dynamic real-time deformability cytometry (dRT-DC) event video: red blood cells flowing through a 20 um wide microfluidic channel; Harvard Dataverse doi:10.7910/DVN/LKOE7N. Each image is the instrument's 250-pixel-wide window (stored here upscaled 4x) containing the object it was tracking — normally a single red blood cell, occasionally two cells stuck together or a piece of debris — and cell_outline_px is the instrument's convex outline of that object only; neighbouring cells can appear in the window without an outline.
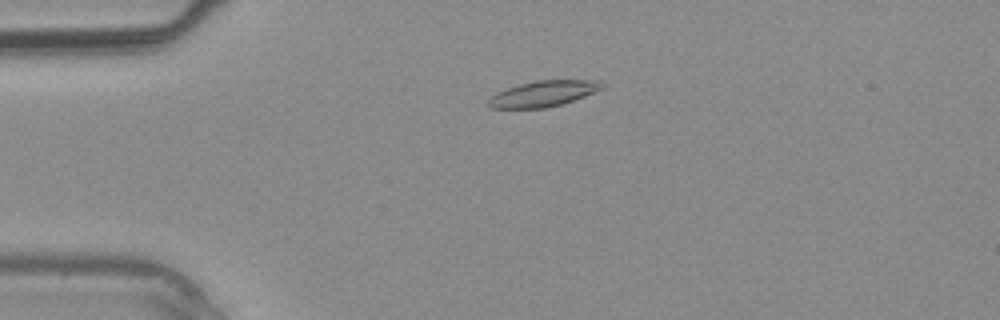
{"species": "common noctule bat (a hibernating species)", "species_latin": "Nyctalus noctula", "temperature_condition": "warm", "stored_images_in_passage": 5, "camera_frame_rate_fps": 3000, "um_per_image_px": 0.085, "animal": {"sex": "male", "body_mass_g": 20.4}, "frame": {"image": 1, "passage_image": 5, "time_ms": 4.667, "image_size_px": [1000, 320], "cell_outline_px": [[604, 88], [584, 96], [560, 104], [544, 108], [492, 108], [488, 104], [488, 100], [496, 92], [520, 84], [536, 80], [600, 80], [604, 84]], "centroid_in_image_um": [46.19, 7.95], "position_along_channel_um": 38.8, "area_um2": 16.88}}